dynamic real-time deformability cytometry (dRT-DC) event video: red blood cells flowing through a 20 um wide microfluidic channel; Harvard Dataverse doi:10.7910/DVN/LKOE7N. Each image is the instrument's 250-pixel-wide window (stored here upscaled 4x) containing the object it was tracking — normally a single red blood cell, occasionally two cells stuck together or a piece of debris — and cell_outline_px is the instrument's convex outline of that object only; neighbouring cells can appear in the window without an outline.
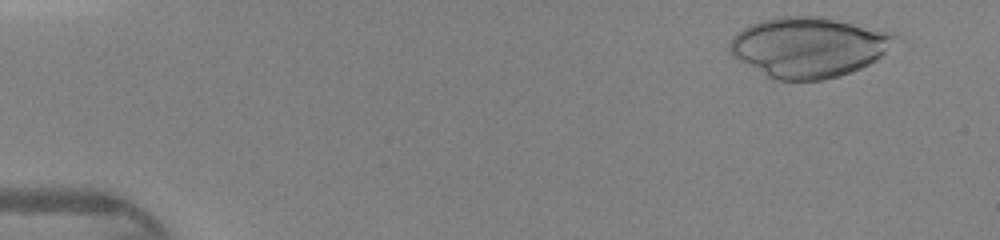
{"species": "human", "species_latin": "Homo sapiens", "temperature_condition": "warm", "stored_images_in_passage": 40, "camera_frame_rate_fps": 3000, "um_per_image_px": 0.085, "donor": {"sex": "female"}, "frame": {"image": 1, "passage_image": 3, "time_ms": 0.667, "image_size_px": [1000, 240], "cell_outline_px": [[908, 44], [860, 68], [836, 76], [820, 80], [772, 80], [732, 56], [728, 48], [728, 44], [732, 36], [736, 32], [752, 24], [764, 20], [780, 16], [824, 16], [896, 32], [904, 36]], "centroid_in_image_um": [68.92, 3.98], "position_along_channel_um": 16.1, "area_um2": 59.77}}